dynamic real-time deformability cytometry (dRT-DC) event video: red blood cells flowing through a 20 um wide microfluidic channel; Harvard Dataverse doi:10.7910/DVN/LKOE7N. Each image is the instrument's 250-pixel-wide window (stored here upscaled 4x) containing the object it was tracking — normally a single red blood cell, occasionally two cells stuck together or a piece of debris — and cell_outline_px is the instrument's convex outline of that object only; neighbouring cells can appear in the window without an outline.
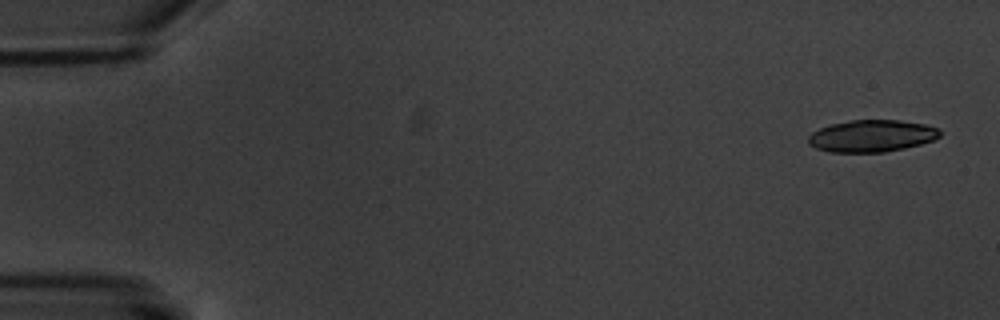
{"species": "common noctule bat (a hibernating species)", "species_latin": "Nyctalus noctula", "temperature_condition": "warm", "stored_images_in_passage": 7, "camera_frame_rate_fps": 3000, "um_per_image_px": 0.085, "animal": {"sex": "male", "body_mass_g": 20.1, "forearm_length_mm": 53.5}, "frame": {"image": 1, "passage_image": 1, "time_ms": 0.0, "image_size_px": [1000, 320], "cell_outline_px": [[940, 136], [936, 140], [904, 148], [884, 152], [828, 152], [816, 148], [808, 144], [808, 136], [812, 132], [820, 128], [832, 124], [852, 120], [900, 120], [928, 124], [940, 128]], "centroid_in_image_um": [74.13, 11.55], "position_along_channel_um": 10.9, "area_um2": 24.74}}
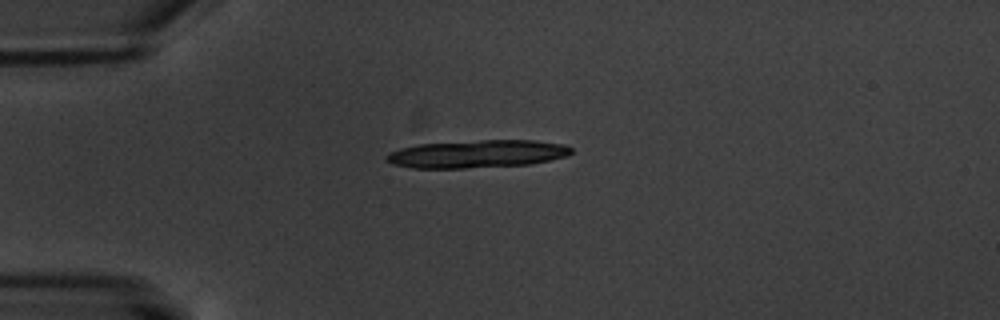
{"frame": {"image": 2, "passage_image": 5, "time_ms": 4.333, "image_size_px": [1000, 320], "cell_outline_px": [[572, 152], [568, 156], [528, 164], [464, 168], [412, 168], [392, 164], [384, 160], [384, 156], [388, 152], [400, 148], [420, 144], [480, 140], [532, 140], [564, 144], [572, 148]], "centroid_in_image_um": [40.51, 13.08], "position_along_channel_um": 44.5, "area_um2": 29.94}}